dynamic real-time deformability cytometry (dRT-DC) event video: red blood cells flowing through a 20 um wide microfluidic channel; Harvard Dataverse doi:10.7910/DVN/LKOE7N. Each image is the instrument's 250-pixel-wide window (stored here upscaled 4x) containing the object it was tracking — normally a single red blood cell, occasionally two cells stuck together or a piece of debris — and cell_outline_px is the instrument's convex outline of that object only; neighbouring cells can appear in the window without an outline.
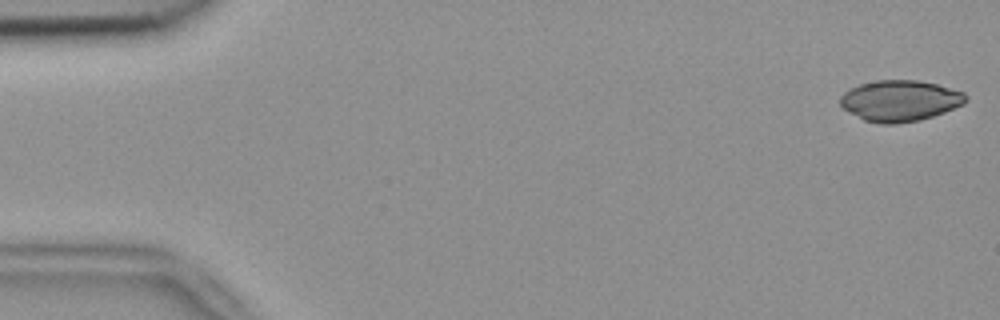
{"species": "common noctule bat (a hibernating species)", "species_latin": "Nyctalus noctula", "temperature_condition": "room temperature", "stored_images_in_passage": 40, "camera_frame_rate_fps": 3000, "um_per_image_px": 0.085, "animal": {"sex": "female", "body_mass_g": 18.4}, "frame": {"image": 1, "passage_image": 1, "time_ms": 0.0, "image_size_px": [1000, 320], "cell_outline_px": [[968, 100], [964, 104], [944, 112], [932, 116], [916, 120], [896, 124], [880, 124], [864, 120], [848, 112], [840, 104], [840, 96], [844, 92], [860, 84], [876, 80], [916, 80], [936, 84], [964, 92], [968, 96]], "centroid_in_image_um": [76.5, 8.56], "position_along_channel_um": 8.5, "area_um2": 29.94}}